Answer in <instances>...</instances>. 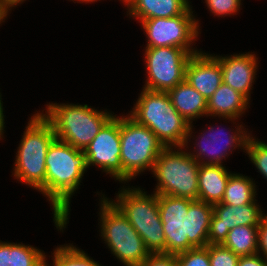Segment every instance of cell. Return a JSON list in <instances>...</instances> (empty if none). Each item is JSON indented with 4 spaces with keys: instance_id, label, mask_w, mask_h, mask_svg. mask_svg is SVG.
Listing matches in <instances>:
<instances>
[{
    "instance_id": "cell-1",
    "label": "cell",
    "mask_w": 267,
    "mask_h": 266,
    "mask_svg": "<svg viewBox=\"0 0 267 266\" xmlns=\"http://www.w3.org/2000/svg\"><path fill=\"white\" fill-rule=\"evenodd\" d=\"M45 163V197L52 207L55 227L62 232L69 223L71 198L87 172V160L84 151L55 138L48 147Z\"/></svg>"
},
{
    "instance_id": "cell-2",
    "label": "cell",
    "mask_w": 267,
    "mask_h": 266,
    "mask_svg": "<svg viewBox=\"0 0 267 266\" xmlns=\"http://www.w3.org/2000/svg\"><path fill=\"white\" fill-rule=\"evenodd\" d=\"M165 236V254L208 245L213 205L201 200L157 194Z\"/></svg>"
},
{
    "instance_id": "cell-3",
    "label": "cell",
    "mask_w": 267,
    "mask_h": 266,
    "mask_svg": "<svg viewBox=\"0 0 267 266\" xmlns=\"http://www.w3.org/2000/svg\"><path fill=\"white\" fill-rule=\"evenodd\" d=\"M56 138L52 124L41 114H32L17 148L12 175L45 197V158Z\"/></svg>"
},
{
    "instance_id": "cell-4",
    "label": "cell",
    "mask_w": 267,
    "mask_h": 266,
    "mask_svg": "<svg viewBox=\"0 0 267 266\" xmlns=\"http://www.w3.org/2000/svg\"><path fill=\"white\" fill-rule=\"evenodd\" d=\"M140 92L128 115L148 127L165 147H183L190 124L175 109L168 93L144 88Z\"/></svg>"
},
{
    "instance_id": "cell-5",
    "label": "cell",
    "mask_w": 267,
    "mask_h": 266,
    "mask_svg": "<svg viewBox=\"0 0 267 266\" xmlns=\"http://www.w3.org/2000/svg\"><path fill=\"white\" fill-rule=\"evenodd\" d=\"M44 110L41 114L52 124L56 138L82 151L115 114L88 104L73 103L49 102Z\"/></svg>"
},
{
    "instance_id": "cell-6",
    "label": "cell",
    "mask_w": 267,
    "mask_h": 266,
    "mask_svg": "<svg viewBox=\"0 0 267 266\" xmlns=\"http://www.w3.org/2000/svg\"><path fill=\"white\" fill-rule=\"evenodd\" d=\"M143 190L123 185L116 193L115 200L108 199L134 227L150 253H165V236L157 193L147 194Z\"/></svg>"
},
{
    "instance_id": "cell-7",
    "label": "cell",
    "mask_w": 267,
    "mask_h": 266,
    "mask_svg": "<svg viewBox=\"0 0 267 266\" xmlns=\"http://www.w3.org/2000/svg\"><path fill=\"white\" fill-rule=\"evenodd\" d=\"M99 199L100 237L106 247L125 266H140L151 254L141 236L102 192ZM102 194V195H101ZM106 196V197H105Z\"/></svg>"
},
{
    "instance_id": "cell-8",
    "label": "cell",
    "mask_w": 267,
    "mask_h": 266,
    "mask_svg": "<svg viewBox=\"0 0 267 266\" xmlns=\"http://www.w3.org/2000/svg\"><path fill=\"white\" fill-rule=\"evenodd\" d=\"M199 165L184 147H166L151 171L157 181L153 192L198 200Z\"/></svg>"
},
{
    "instance_id": "cell-9",
    "label": "cell",
    "mask_w": 267,
    "mask_h": 266,
    "mask_svg": "<svg viewBox=\"0 0 267 266\" xmlns=\"http://www.w3.org/2000/svg\"><path fill=\"white\" fill-rule=\"evenodd\" d=\"M124 115H120V161L125 184L143 172H151L166 147L148 127L138 124L128 114Z\"/></svg>"
},
{
    "instance_id": "cell-10",
    "label": "cell",
    "mask_w": 267,
    "mask_h": 266,
    "mask_svg": "<svg viewBox=\"0 0 267 266\" xmlns=\"http://www.w3.org/2000/svg\"><path fill=\"white\" fill-rule=\"evenodd\" d=\"M222 119L226 120L228 123L231 121L230 123H233L235 130L233 128H230L229 130L223 127L220 128L218 125L216 129V126L210 125L209 127H206V130L204 129L200 131L198 133L199 135H196L194 138V125L193 123L190 124L183 147L186 151H189L188 154L191 155L199 164L225 166L222 161L223 159L226 160V157L228 158V156L234 152L233 150H245L247 139L252 131H248V128H245L246 125L243 126V122H240L242 124L239 122L235 124L236 121H238L236 118ZM191 138L192 140H195L194 143ZM191 141L194 145L192 146L193 151H191L192 149H189Z\"/></svg>"
},
{
    "instance_id": "cell-11",
    "label": "cell",
    "mask_w": 267,
    "mask_h": 266,
    "mask_svg": "<svg viewBox=\"0 0 267 266\" xmlns=\"http://www.w3.org/2000/svg\"><path fill=\"white\" fill-rule=\"evenodd\" d=\"M146 34L147 46L178 47L191 54H197L202 49L193 48L201 34L199 19L194 14H181L172 18H153L140 22Z\"/></svg>"
},
{
    "instance_id": "cell-12",
    "label": "cell",
    "mask_w": 267,
    "mask_h": 266,
    "mask_svg": "<svg viewBox=\"0 0 267 266\" xmlns=\"http://www.w3.org/2000/svg\"><path fill=\"white\" fill-rule=\"evenodd\" d=\"M144 89L167 92L185 80L186 66L193 54L178 47L145 48Z\"/></svg>"
},
{
    "instance_id": "cell-13",
    "label": "cell",
    "mask_w": 267,
    "mask_h": 266,
    "mask_svg": "<svg viewBox=\"0 0 267 266\" xmlns=\"http://www.w3.org/2000/svg\"><path fill=\"white\" fill-rule=\"evenodd\" d=\"M88 169L96 166L115 181L123 184V167L120 161V116L113 115L84 149Z\"/></svg>"
},
{
    "instance_id": "cell-14",
    "label": "cell",
    "mask_w": 267,
    "mask_h": 266,
    "mask_svg": "<svg viewBox=\"0 0 267 266\" xmlns=\"http://www.w3.org/2000/svg\"><path fill=\"white\" fill-rule=\"evenodd\" d=\"M257 201L255 199L252 203L241 206L214 204L208 232V245H222L228 232L237 226H259L266 214Z\"/></svg>"
},
{
    "instance_id": "cell-15",
    "label": "cell",
    "mask_w": 267,
    "mask_h": 266,
    "mask_svg": "<svg viewBox=\"0 0 267 266\" xmlns=\"http://www.w3.org/2000/svg\"><path fill=\"white\" fill-rule=\"evenodd\" d=\"M213 56L219 61L222 69V82L232 87L244 95L249 101L251 100V92L257 78L259 65V57L253 52L239 53L232 55ZM253 88V89H252Z\"/></svg>"
},
{
    "instance_id": "cell-16",
    "label": "cell",
    "mask_w": 267,
    "mask_h": 266,
    "mask_svg": "<svg viewBox=\"0 0 267 266\" xmlns=\"http://www.w3.org/2000/svg\"><path fill=\"white\" fill-rule=\"evenodd\" d=\"M185 80L208 100L222 83L219 61L202 50L192 55L186 66Z\"/></svg>"
},
{
    "instance_id": "cell-17",
    "label": "cell",
    "mask_w": 267,
    "mask_h": 266,
    "mask_svg": "<svg viewBox=\"0 0 267 266\" xmlns=\"http://www.w3.org/2000/svg\"><path fill=\"white\" fill-rule=\"evenodd\" d=\"M190 0H129L127 16L138 19L172 18L181 14H194Z\"/></svg>"
},
{
    "instance_id": "cell-18",
    "label": "cell",
    "mask_w": 267,
    "mask_h": 266,
    "mask_svg": "<svg viewBox=\"0 0 267 266\" xmlns=\"http://www.w3.org/2000/svg\"><path fill=\"white\" fill-rule=\"evenodd\" d=\"M250 101L241 93L222 82L213 95L207 100V117L241 119Z\"/></svg>"
},
{
    "instance_id": "cell-19",
    "label": "cell",
    "mask_w": 267,
    "mask_h": 266,
    "mask_svg": "<svg viewBox=\"0 0 267 266\" xmlns=\"http://www.w3.org/2000/svg\"><path fill=\"white\" fill-rule=\"evenodd\" d=\"M167 93L175 109L189 124L203 116L207 117V100L186 80Z\"/></svg>"
},
{
    "instance_id": "cell-20",
    "label": "cell",
    "mask_w": 267,
    "mask_h": 266,
    "mask_svg": "<svg viewBox=\"0 0 267 266\" xmlns=\"http://www.w3.org/2000/svg\"><path fill=\"white\" fill-rule=\"evenodd\" d=\"M231 173L225 166L200 164L198 200L212 205L221 203Z\"/></svg>"
},
{
    "instance_id": "cell-21",
    "label": "cell",
    "mask_w": 267,
    "mask_h": 266,
    "mask_svg": "<svg viewBox=\"0 0 267 266\" xmlns=\"http://www.w3.org/2000/svg\"><path fill=\"white\" fill-rule=\"evenodd\" d=\"M46 253L32 245L0 240V266H46Z\"/></svg>"
},
{
    "instance_id": "cell-22",
    "label": "cell",
    "mask_w": 267,
    "mask_h": 266,
    "mask_svg": "<svg viewBox=\"0 0 267 266\" xmlns=\"http://www.w3.org/2000/svg\"><path fill=\"white\" fill-rule=\"evenodd\" d=\"M252 177L231 173L225 188L222 204L241 206L252 203L257 198V185Z\"/></svg>"
},
{
    "instance_id": "cell-23",
    "label": "cell",
    "mask_w": 267,
    "mask_h": 266,
    "mask_svg": "<svg viewBox=\"0 0 267 266\" xmlns=\"http://www.w3.org/2000/svg\"><path fill=\"white\" fill-rule=\"evenodd\" d=\"M222 245L239 257L258 253V226L231 229Z\"/></svg>"
},
{
    "instance_id": "cell-24",
    "label": "cell",
    "mask_w": 267,
    "mask_h": 266,
    "mask_svg": "<svg viewBox=\"0 0 267 266\" xmlns=\"http://www.w3.org/2000/svg\"><path fill=\"white\" fill-rule=\"evenodd\" d=\"M51 254L53 263H46V266H103L71 243L58 245Z\"/></svg>"
},
{
    "instance_id": "cell-25",
    "label": "cell",
    "mask_w": 267,
    "mask_h": 266,
    "mask_svg": "<svg viewBox=\"0 0 267 266\" xmlns=\"http://www.w3.org/2000/svg\"><path fill=\"white\" fill-rule=\"evenodd\" d=\"M243 152L248 155L251 163L257 168V172L267 181V143L250 134Z\"/></svg>"
},
{
    "instance_id": "cell-26",
    "label": "cell",
    "mask_w": 267,
    "mask_h": 266,
    "mask_svg": "<svg viewBox=\"0 0 267 266\" xmlns=\"http://www.w3.org/2000/svg\"><path fill=\"white\" fill-rule=\"evenodd\" d=\"M177 266H210L208 245L176 254Z\"/></svg>"
},
{
    "instance_id": "cell-27",
    "label": "cell",
    "mask_w": 267,
    "mask_h": 266,
    "mask_svg": "<svg viewBox=\"0 0 267 266\" xmlns=\"http://www.w3.org/2000/svg\"><path fill=\"white\" fill-rule=\"evenodd\" d=\"M210 266H237L239 256L223 245H208Z\"/></svg>"
},
{
    "instance_id": "cell-28",
    "label": "cell",
    "mask_w": 267,
    "mask_h": 266,
    "mask_svg": "<svg viewBox=\"0 0 267 266\" xmlns=\"http://www.w3.org/2000/svg\"><path fill=\"white\" fill-rule=\"evenodd\" d=\"M242 0H205V6H207L208 10L214 17H225L234 16L235 14L239 13L238 11L241 10V6L243 5Z\"/></svg>"
},
{
    "instance_id": "cell-29",
    "label": "cell",
    "mask_w": 267,
    "mask_h": 266,
    "mask_svg": "<svg viewBox=\"0 0 267 266\" xmlns=\"http://www.w3.org/2000/svg\"><path fill=\"white\" fill-rule=\"evenodd\" d=\"M140 266H177L176 255L151 253Z\"/></svg>"
},
{
    "instance_id": "cell-30",
    "label": "cell",
    "mask_w": 267,
    "mask_h": 266,
    "mask_svg": "<svg viewBox=\"0 0 267 266\" xmlns=\"http://www.w3.org/2000/svg\"><path fill=\"white\" fill-rule=\"evenodd\" d=\"M258 253L267 258V213L258 226Z\"/></svg>"
},
{
    "instance_id": "cell-31",
    "label": "cell",
    "mask_w": 267,
    "mask_h": 266,
    "mask_svg": "<svg viewBox=\"0 0 267 266\" xmlns=\"http://www.w3.org/2000/svg\"><path fill=\"white\" fill-rule=\"evenodd\" d=\"M237 266H267V260L261 254L256 253L239 257Z\"/></svg>"
},
{
    "instance_id": "cell-32",
    "label": "cell",
    "mask_w": 267,
    "mask_h": 266,
    "mask_svg": "<svg viewBox=\"0 0 267 266\" xmlns=\"http://www.w3.org/2000/svg\"><path fill=\"white\" fill-rule=\"evenodd\" d=\"M25 1L26 0H0V6H1L2 10L9 16L12 9L21 5Z\"/></svg>"
},
{
    "instance_id": "cell-33",
    "label": "cell",
    "mask_w": 267,
    "mask_h": 266,
    "mask_svg": "<svg viewBox=\"0 0 267 266\" xmlns=\"http://www.w3.org/2000/svg\"><path fill=\"white\" fill-rule=\"evenodd\" d=\"M4 108H3V101H2V94H1V91H0V140H2V139H4V124H5V116L6 115H4Z\"/></svg>"
},
{
    "instance_id": "cell-34",
    "label": "cell",
    "mask_w": 267,
    "mask_h": 266,
    "mask_svg": "<svg viewBox=\"0 0 267 266\" xmlns=\"http://www.w3.org/2000/svg\"><path fill=\"white\" fill-rule=\"evenodd\" d=\"M7 17L8 15L2 10L0 6V25H2V23H4L6 19H8Z\"/></svg>"
},
{
    "instance_id": "cell-35",
    "label": "cell",
    "mask_w": 267,
    "mask_h": 266,
    "mask_svg": "<svg viewBox=\"0 0 267 266\" xmlns=\"http://www.w3.org/2000/svg\"><path fill=\"white\" fill-rule=\"evenodd\" d=\"M97 1H101V0H82V3H86V4H88V3H94V2H97Z\"/></svg>"
},
{
    "instance_id": "cell-36",
    "label": "cell",
    "mask_w": 267,
    "mask_h": 266,
    "mask_svg": "<svg viewBox=\"0 0 267 266\" xmlns=\"http://www.w3.org/2000/svg\"><path fill=\"white\" fill-rule=\"evenodd\" d=\"M69 1H73L74 3H82V0H69Z\"/></svg>"
},
{
    "instance_id": "cell-37",
    "label": "cell",
    "mask_w": 267,
    "mask_h": 266,
    "mask_svg": "<svg viewBox=\"0 0 267 266\" xmlns=\"http://www.w3.org/2000/svg\"><path fill=\"white\" fill-rule=\"evenodd\" d=\"M124 5H126V3L129 1V0H120Z\"/></svg>"
}]
</instances>
